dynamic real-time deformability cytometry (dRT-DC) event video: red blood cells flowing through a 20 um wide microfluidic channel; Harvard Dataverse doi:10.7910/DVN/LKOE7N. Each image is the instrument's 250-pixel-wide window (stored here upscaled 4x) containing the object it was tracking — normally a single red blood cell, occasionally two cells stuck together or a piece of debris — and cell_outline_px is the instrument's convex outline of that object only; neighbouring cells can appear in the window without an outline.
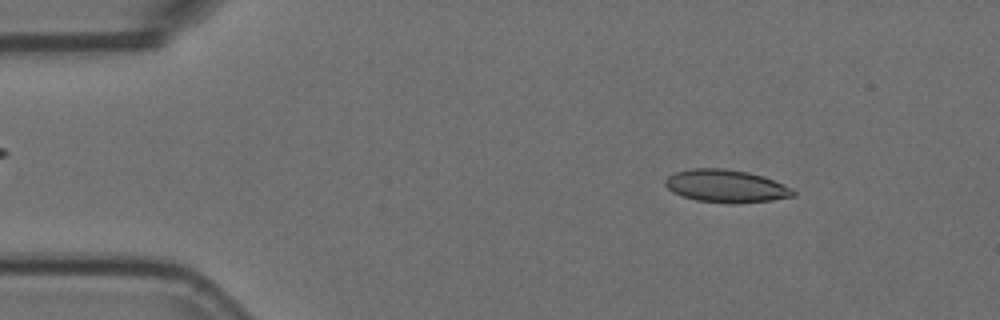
{"species": "Egyptian fruit bat (a non-hibernating species)", "species_latin": "Rousettus aegyptiacus", "temperature_condition": "room temperature", "stored_images_in_passage": 52, "camera_frame_rate_fps": 3000, "um_per_image_px": 0.085, "animal": {"sex": "female"}, "frame": {"image": 1, "passage_image": 5, "time_ms": 1.333, "image_size_px": [1000, 320], "cell_outline_px": [[796, 196], [772, 200], [696, 200], [672, 192], [664, 184], [664, 180], [668, 176], [676, 172], [692, 168], [724, 168], [748, 172], [764, 176], [792, 188], [796, 192]], "centroid_in_image_um": [61.7, 15.75], "position_along_channel_um": 23.3, "area_um2": 23.41}}
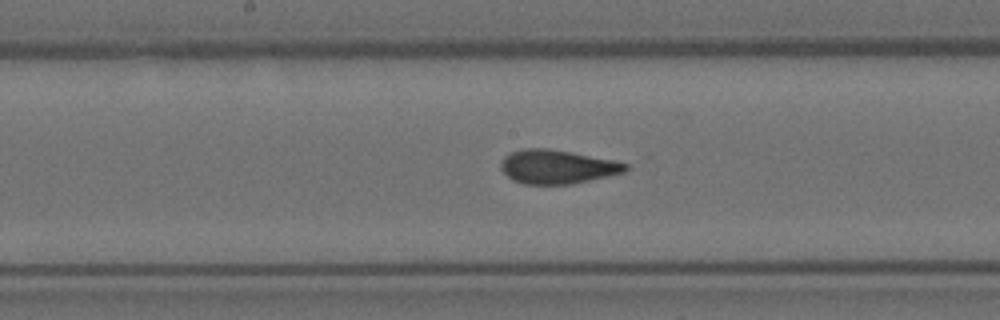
{"frame": {"image": 2, "passage_image": 25, "time_ms": 8.0, "image_size_px": [1000, 320], "cell_outline_px": [[628, 172], [572, 184], [524, 184], [512, 180], [500, 168], [500, 164], [504, 156], [520, 148], [548, 148], [612, 160], [628, 164]], "centroid_in_image_um": [47.36, 14.18], "position_along_channel_um": 200.8, "area_um2": 24.62}}
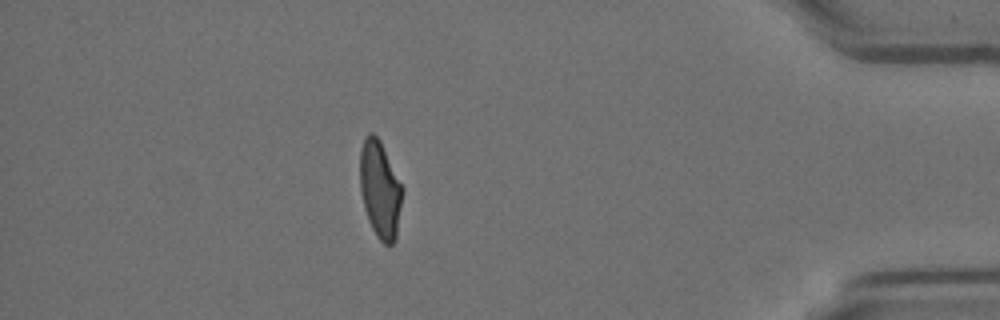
{"frame": {"image": 3, "passage_image": 45, "time_ms": 14.667, "image_size_px": [1000, 320], "cell_outline_px": [[404, 192], [396, 240], [392, 244], [384, 244], [376, 236], [368, 220], [364, 208], [360, 188], [360, 148], [368, 132], [372, 132], [380, 140], [404, 188]], "centroid_in_image_um": [32.32, 16.12], "position_along_channel_um": 402.9, "area_um2": 24.33}, "authors_computed_cell_mechanics": {"area_um2": 24.4205, "velocity_mm_per_s": 3.7263, "shape_relaxation_time_tau1_ms": null, "shape_relaxation_time_tau2_ms": 0.8824, "deformation_change_tau1": null, "deformation_change_tau2": 0.0841}}